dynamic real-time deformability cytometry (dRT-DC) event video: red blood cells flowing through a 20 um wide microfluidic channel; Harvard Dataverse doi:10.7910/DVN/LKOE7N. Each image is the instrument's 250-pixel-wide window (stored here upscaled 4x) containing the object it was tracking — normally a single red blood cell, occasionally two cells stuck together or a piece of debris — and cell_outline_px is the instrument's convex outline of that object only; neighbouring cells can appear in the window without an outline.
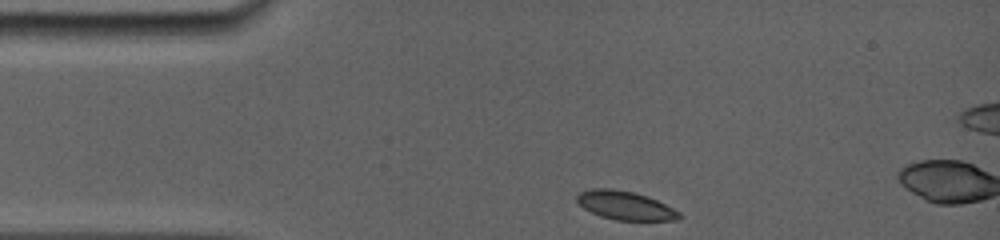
{"species": "common noctule bat (a hibernating species)", "species_latin": "Nyctalus noctula", "temperature_condition": "room temperature", "stored_images_in_passage": 3, "camera_frame_rate_fps": 5000, "um_per_image_px": 0.085, "animal": {"sex": "female", "body_mass_g": 19.0, "forearm_length_mm": 56.7}, "frame": {"image": 1, "passage_image": 1, "time_ms": 0.0, "image_size_px": [1000, 240], "cell_outline_px": [[684, 216], [676, 220], [616, 220], [600, 216], [584, 208], [576, 200], [576, 196], [580, 192], [592, 188], [612, 188], [632, 192], [648, 196], [680, 212]], "centroid_in_image_um": [53.14, 17.46], "position_along_channel_um": 31.9, "area_um2": 16.99}}